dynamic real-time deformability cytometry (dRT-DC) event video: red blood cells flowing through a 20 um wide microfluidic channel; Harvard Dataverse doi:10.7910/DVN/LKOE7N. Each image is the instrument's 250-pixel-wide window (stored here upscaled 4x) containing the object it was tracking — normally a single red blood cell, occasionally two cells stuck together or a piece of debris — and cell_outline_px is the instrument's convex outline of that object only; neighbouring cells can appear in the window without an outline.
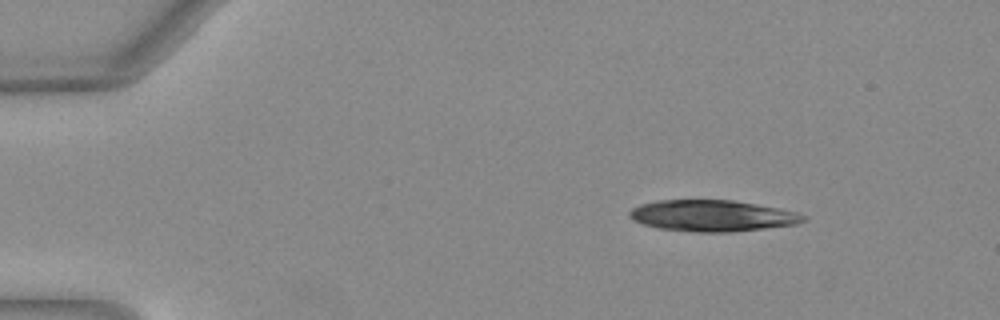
{"species": "Egyptian fruit bat (a non-hibernating species)", "species_latin": "Rousettus aegyptiacus", "temperature_condition": "warm", "stored_images_in_passage": 12, "camera_frame_rate_fps": 3000, "um_per_image_px": 0.085, "animal": {"sex": "female"}, "frame": {"image": 1, "passage_image": 1, "time_ms": 0.0, "image_size_px": [1000, 320], "cell_outline_px": [[808, 220], [796, 224], [732, 232], [696, 232], [660, 228], [644, 224], [632, 220], [628, 216], [628, 212], [632, 208], [640, 204], [656, 200], [732, 200], [756, 204], [796, 212], [808, 216]], "centroid_in_image_um": [60.53, 18.33], "position_along_channel_um": 24.5, "area_um2": 31.67}}
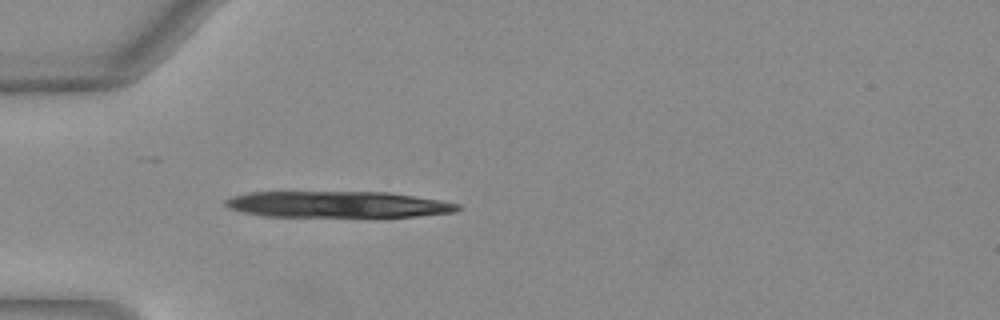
{"frame": {"image": 2, "passage_image": 9, "time_ms": 2.667, "image_size_px": [1000, 320], "cell_outline_px": [[464, 208], [456, 212], [416, 216], [368, 220], [264, 216], [244, 212], [228, 208], [224, 204], [224, 200], [232, 196], [252, 192], [388, 192], [440, 200], [460, 204]], "centroid_in_image_um": [28.79, 17.43], "position_along_channel_um": 56.2, "area_um2": 37.63}}